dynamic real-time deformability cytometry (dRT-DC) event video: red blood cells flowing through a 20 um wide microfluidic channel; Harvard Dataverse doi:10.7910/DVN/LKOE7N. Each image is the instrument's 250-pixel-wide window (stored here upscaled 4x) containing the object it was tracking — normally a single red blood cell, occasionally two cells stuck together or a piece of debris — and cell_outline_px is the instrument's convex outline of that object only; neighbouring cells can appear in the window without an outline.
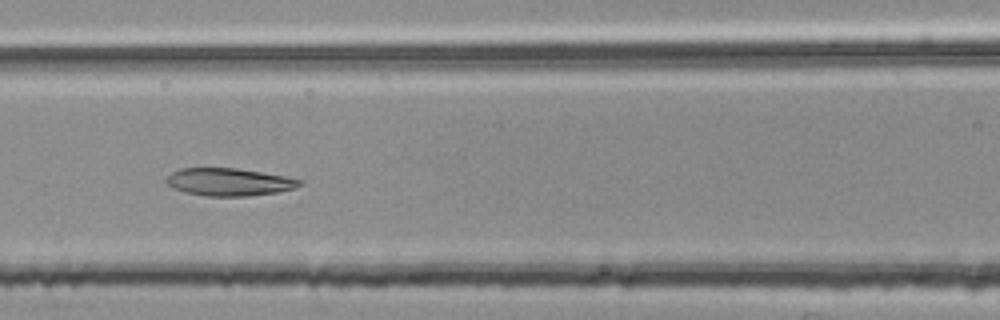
{"species": "common noctule bat (a hibernating species)", "species_latin": "Nyctalus noctula", "temperature_condition": "room temperature", "stored_images_in_passage": 52, "segment_of_instrument_passage": [2, 2], "camera_frame_rate_fps": 3000, "um_per_image_px": 0.085, "animal": {"sex": "female", "body_mass_g": 25.1}, "frame": {"image": 1, "passage_image": 24, "time_ms": 7.667, "image_size_px": [1000, 320], "cell_outline_px": [[304, 184], [296, 188], [276, 192], [248, 196], [204, 196], [184, 192], [168, 184], [164, 180], [172, 172], [180, 168], [236, 168], [284, 176], [304, 180]], "centroid_in_image_um": [19.49, 15.47], "position_along_channel_um": 147.1, "area_um2": 21.44}}
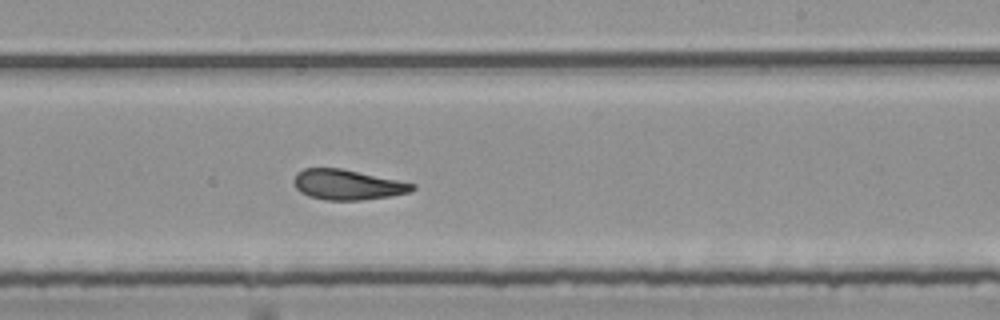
{"frame": {"image": 2, "passage_image": 33, "time_ms": 10.667, "image_size_px": [1000, 320], "cell_outline_px": [[416, 188], [408, 192], [392, 196], [360, 200], [324, 200], [308, 196], [300, 192], [296, 188], [292, 180], [296, 172], [304, 168], [340, 168], [416, 184]], "centroid_in_image_um": [29.48, 15.7], "position_along_channel_um": 259.5, "area_um2": 20.87}}
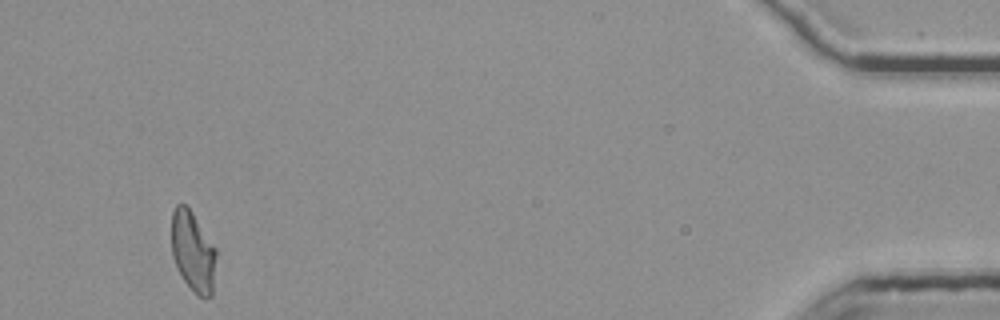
{"frame": {"image": 3, "passage_image": 52, "time_ms": 17.0, "image_size_px": [1000, 320], "cell_outline_px": [[216, 256], [212, 296], [204, 300], [184, 280], [172, 256], [172, 212], [176, 204], [184, 204], [192, 212], [216, 248]], "centroid_in_image_um": [16.41, 21.38], "position_along_channel_um": 418.8, "area_um2": 20.63}}